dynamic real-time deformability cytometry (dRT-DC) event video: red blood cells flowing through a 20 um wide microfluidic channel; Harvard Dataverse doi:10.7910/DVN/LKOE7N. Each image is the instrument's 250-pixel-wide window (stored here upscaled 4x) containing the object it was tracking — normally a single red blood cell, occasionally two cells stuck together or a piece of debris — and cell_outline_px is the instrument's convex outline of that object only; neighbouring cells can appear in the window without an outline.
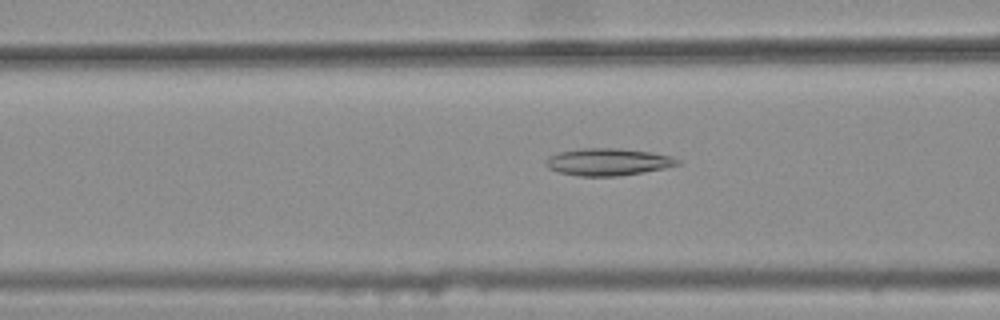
{"species": "common noctule bat (a hibernating species)", "species_latin": "Nyctalus noctula", "temperature_condition": "warm", "stored_images_in_passage": 36, "camera_frame_rate_fps": 3000, "um_per_image_px": 0.085, "animal": {"sex": "female", "body_mass_g": 25.1}, "frame": {"image": 1, "passage_image": 10, "time_ms": 3.0, "image_size_px": [1000, 320], "cell_outline_px": [[680, 164], [664, 168], [644, 172], [616, 176], [580, 176], [560, 172], [548, 168], [544, 164], [544, 160], [548, 156], [556, 152], [584, 148], [616, 148], [652, 152], [672, 156], [680, 160]], "centroid_in_image_um": [51.65, 13.75], "position_along_channel_um": 114.9, "area_um2": 20.98}}
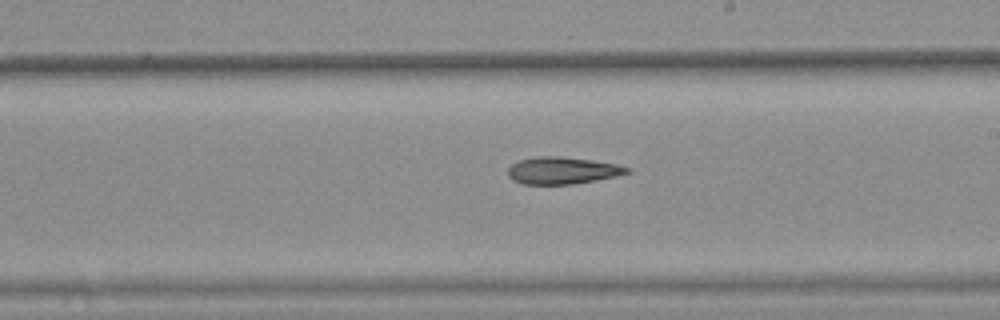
{"frame": {"image": 2, "passage_image": 20, "time_ms": 6.333, "image_size_px": [1000, 320], "cell_outline_px": [[632, 172], [616, 176], [596, 180], [572, 184], [524, 184], [512, 180], [508, 176], [508, 168], [512, 164], [520, 160], [536, 156], [560, 156], [592, 160], [616, 164], [632, 168]], "centroid_in_image_um": [47.82, 14.49], "position_along_channel_um": 241.2, "area_um2": 18.84}}
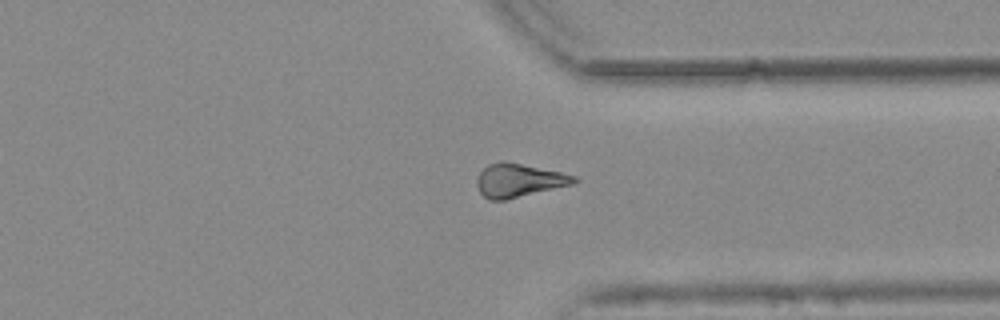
{"frame": {"image": 3, "passage_image": 30, "time_ms": 9.667, "image_size_px": [1000, 320], "cell_outline_px": [[580, 180], [572, 184], [504, 200], [488, 200], [480, 192], [476, 184], [476, 180], [480, 172], [488, 164], [500, 160], [504, 160], [560, 172], [576, 176]], "centroid_in_image_um": [44.07, 15.32], "position_along_channel_um": 367.3, "area_um2": 18.84}}